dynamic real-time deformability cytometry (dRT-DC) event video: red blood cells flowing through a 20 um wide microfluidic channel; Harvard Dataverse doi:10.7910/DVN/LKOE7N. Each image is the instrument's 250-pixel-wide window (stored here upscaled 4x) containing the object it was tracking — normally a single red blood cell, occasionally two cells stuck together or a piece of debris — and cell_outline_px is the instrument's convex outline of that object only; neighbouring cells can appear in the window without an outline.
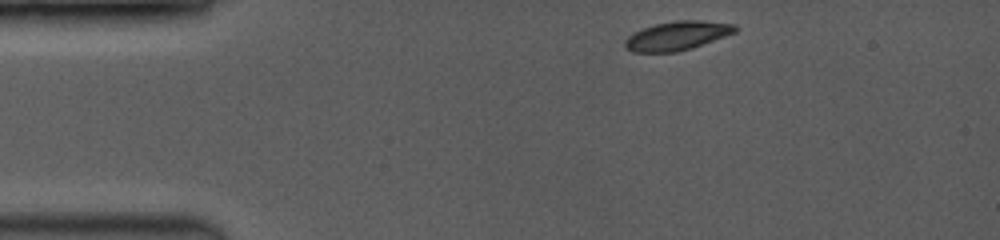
{"species": "common noctule bat (a hibernating species)", "species_latin": "Nyctalus noctula", "temperature_condition": "room temperature", "stored_images_in_passage": 7, "camera_frame_rate_fps": 3500, "um_per_image_px": 0.085, "animal": {"sex": "female", "body_mass_g": 19.0, "forearm_length_mm": 53.3}, "frame": {"image": 1, "passage_image": 1, "time_ms": 0.0, "image_size_px": [1000, 240], "cell_outline_px": [[736, 32], [692, 48], [676, 52], [632, 52], [624, 48], [624, 40], [628, 36], [644, 28], [656, 24], [676, 20], [696, 20], [736, 24]], "centroid_in_image_um": [57.54, 3.05], "position_along_channel_um": 27.5, "area_um2": 18.44}}
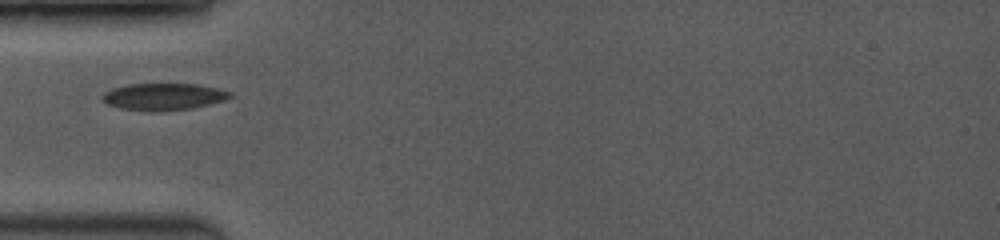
{"frame": {"image": 2, "passage_image": 5, "time_ms": 2.571, "image_size_px": [1000, 240], "cell_outline_px": [[232, 96], [224, 100], [192, 108], [152, 112], [148, 112], [120, 108], [108, 104], [100, 96], [104, 92], [112, 88], [128, 84], [196, 84], [216, 88], [232, 92]], "centroid_in_image_um": [13.86, 8.22], "position_along_channel_um": 71.1, "area_um2": 20.0}}
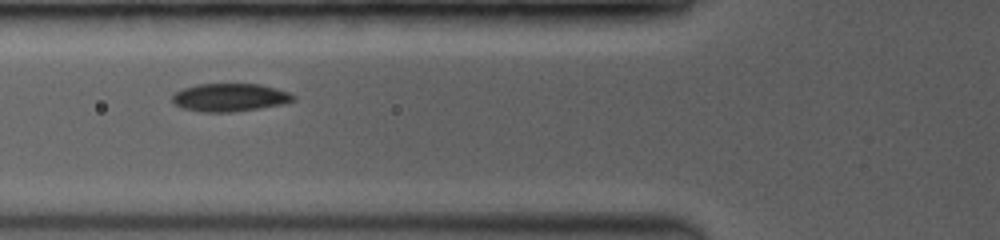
{"frame": {"image": 3, "passage_image": 6, "time_ms": 3.429, "image_size_px": [1000, 240], "cell_outline_px": [[296, 100], [284, 104], [260, 108], [232, 112], [200, 112], [180, 108], [172, 104], [172, 96], [176, 92], [184, 88], [196, 84], [260, 84], [276, 88], [288, 92], [296, 96]], "centroid_in_image_um": [19.53, 8.29], "position_along_channel_um": 106.3, "area_um2": 20.0}}